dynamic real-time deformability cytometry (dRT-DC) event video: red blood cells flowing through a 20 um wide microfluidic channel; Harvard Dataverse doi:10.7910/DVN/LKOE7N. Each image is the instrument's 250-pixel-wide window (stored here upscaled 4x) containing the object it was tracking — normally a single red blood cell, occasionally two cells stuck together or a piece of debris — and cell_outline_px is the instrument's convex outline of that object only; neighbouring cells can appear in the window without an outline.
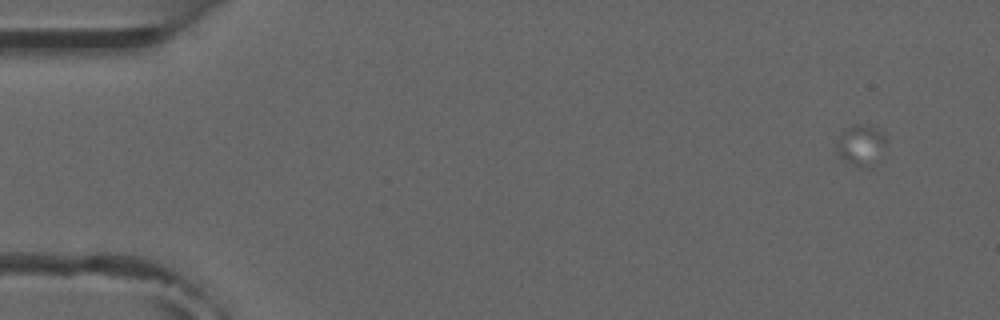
{"species": "common noctule bat (a hibernating species)", "species_latin": "Nyctalus noctula", "temperature_condition": "room temperature", "stored_images_in_passage": 5, "camera_frame_rate_fps": 3000, "um_per_image_px": 0.085, "animal": {"sex": "male", "forearm_length_mm": 52.5}, "frame": {"image": 1, "passage_image": 1, "time_ms": 0.0, "image_size_px": [1000, 320], "cell_outline_px": [[884, 144], [864, 164], [856, 164], [844, 160], [840, 156], [836, 148], [836, 144], [840, 136], [852, 124], [864, 124], [884, 132]], "centroid_in_image_um": [73.07, 12.19], "position_along_channel_um": 11.9, "area_um2": 10.17}}